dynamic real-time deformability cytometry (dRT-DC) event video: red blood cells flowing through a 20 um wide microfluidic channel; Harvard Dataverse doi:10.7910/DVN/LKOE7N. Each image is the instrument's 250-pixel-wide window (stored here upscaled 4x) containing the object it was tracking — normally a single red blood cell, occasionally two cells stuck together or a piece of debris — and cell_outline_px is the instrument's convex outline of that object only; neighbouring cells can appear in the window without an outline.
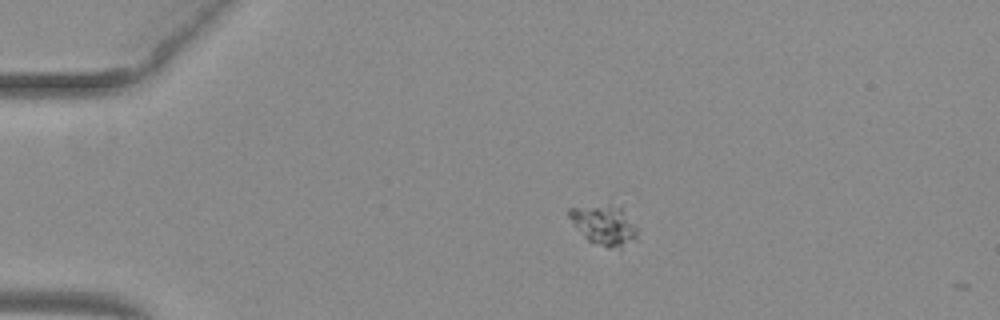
{"species": "common noctule bat (a hibernating species)", "species_latin": "Nyctalus noctula", "temperature_condition": "warm", "stored_images_in_passage": 5, "camera_frame_rate_fps": 3000, "um_per_image_px": 0.085, "animal": {"sex": "female", "body_mass_g": 29.2, "forearm_length_mm": 56.3}, "frame": {"image": 1, "passage_image": 1, "time_ms": 0.0, "image_size_px": [1000, 320], "cell_outline_px": [[640, 228], [636, 240], [620, 248], [608, 248], [588, 240], [584, 236], [568, 216], [568, 208], [608, 204], [620, 204]], "centroid_in_image_um": [51.45, 19.1], "position_along_channel_um": 33.6, "area_um2": 16.3}}